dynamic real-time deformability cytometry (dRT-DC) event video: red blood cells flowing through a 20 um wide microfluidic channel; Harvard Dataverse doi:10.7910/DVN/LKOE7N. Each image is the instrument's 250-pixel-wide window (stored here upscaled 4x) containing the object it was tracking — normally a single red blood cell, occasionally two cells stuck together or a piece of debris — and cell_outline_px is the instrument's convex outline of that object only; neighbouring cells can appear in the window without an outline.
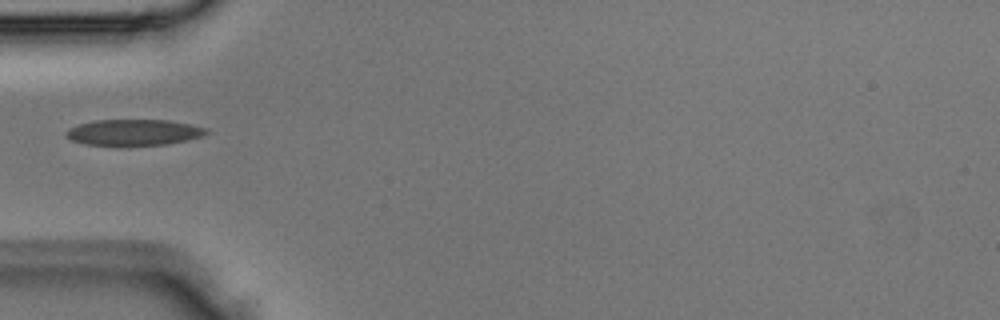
{"species": "Egyptian fruit bat (a non-hibernating species)", "species_latin": "Rousettus aegyptiacus", "temperature_condition": "room temperature", "stored_images_in_passage": 3, "camera_frame_rate_fps": 3000, "um_per_image_px": 0.085, "animal": {"sex": "male"}, "frame": {"image": 1, "passage_image": 3, "time_ms": 0.667, "image_size_px": [1000, 320], "cell_outline_px": [[208, 132], [204, 136], [188, 140], [168, 144], [116, 148], [84, 144], [72, 140], [64, 132], [68, 128], [80, 124], [96, 120], [168, 120], [208, 128]], "centroid_in_image_um": [11.36, 11.29], "position_along_channel_um": 73.6, "area_um2": 22.08}}